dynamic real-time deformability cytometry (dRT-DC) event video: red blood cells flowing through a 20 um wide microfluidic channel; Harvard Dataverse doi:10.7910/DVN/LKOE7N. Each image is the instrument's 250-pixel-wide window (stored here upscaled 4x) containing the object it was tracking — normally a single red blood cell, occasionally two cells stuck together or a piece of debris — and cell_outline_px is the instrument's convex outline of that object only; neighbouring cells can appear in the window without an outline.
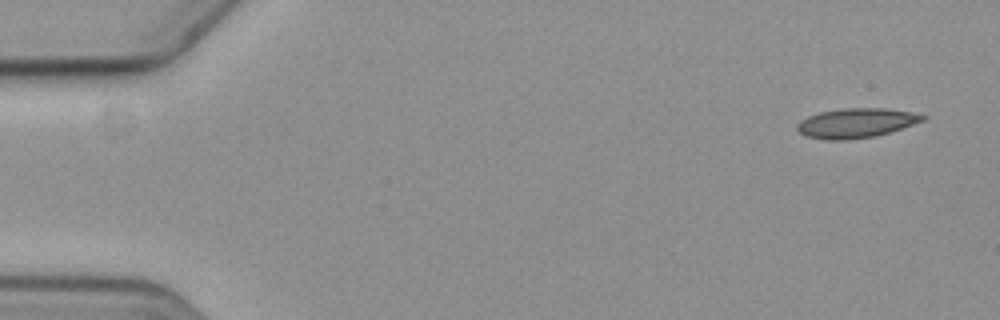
{"species": "common noctule bat (a hibernating species)", "species_latin": "Nyctalus noctula", "temperature_condition": "cold", "stored_images_in_passage": 4, "camera_frame_rate_fps": 3000, "um_per_image_px": 0.085, "animal": {"sex": "female", "body_mass_g": 19.3, "forearm_length_mm": 54.1}, "frame": {"image": 1, "passage_image": 1, "time_ms": 0.0, "image_size_px": [1000, 320], "cell_outline_px": [[928, 116], [924, 120], [876, 136], [848, 140], [824, 140], [804, 136], [796, 128], [796, 124], [800, 120], [808, 116], [820, 112], [844, 108], [884, 108], [912, 112]], "centroid_in_image_um": [72.72, 10.46], "position_along_channel_um": 12.3, "area_um2": 21.62}}